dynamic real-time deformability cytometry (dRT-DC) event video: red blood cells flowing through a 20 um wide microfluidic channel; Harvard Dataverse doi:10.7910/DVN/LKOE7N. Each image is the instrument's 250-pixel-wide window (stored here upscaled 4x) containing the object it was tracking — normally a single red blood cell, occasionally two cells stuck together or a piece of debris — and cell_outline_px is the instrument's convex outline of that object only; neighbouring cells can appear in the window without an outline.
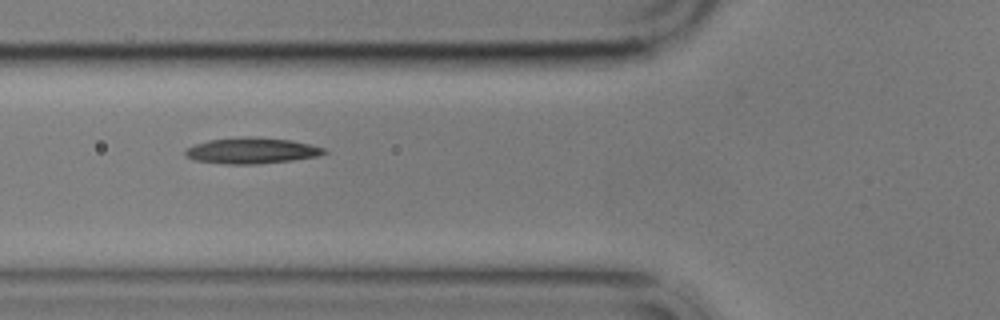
{"species": "common noctule bat (a hibernating species)", "species_latin": "Nyctalus noctula", "temperature_condition": "cold", "stored_images_in_passage": 11, "camera_frame_rate_fps": 3000, "um_per_image_px": 0.085, "animal": {"sex": "male", "body_mass_g": 17.9}, "frame": {"image": 1, "passage_image": 2, "time_ms": 2.0, "image_size_px": [1000, 320], "cell_outline_px": [[328, 152], [320, 156], [292, 160], [256, 164], [228, 164], [192, 160], [184, 156], [184, 148], [208, 140], [244, 136], [256, 136], [292, 140], [324, 148]], "centroid_in_image_um": [21.36, 12.8], "position_along_channel_um": 104.4, "area_um2": 21.27}}
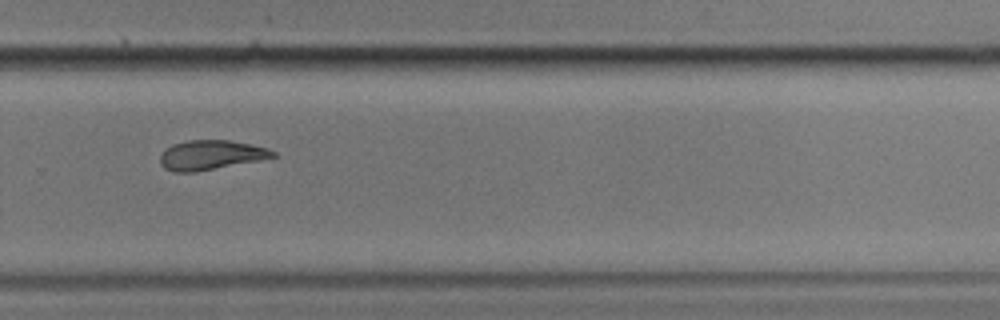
{"frame": {"image": 2, "passage_image": 7, "time_ms": 8.0, "image_size_px": [1000, 320], "cell_outline_px": [[280, 156], [260, 160], [196, 172], [172, 172], [164, 168], [160, 164], [160, 156], [172, 144], [188, 140], [228, 140], [268, 148], [276, 152]], "centroid_in_image_um": [17.94, 13.18], "position_along_channel_um": 311.9, "area_um2": 19.42}}
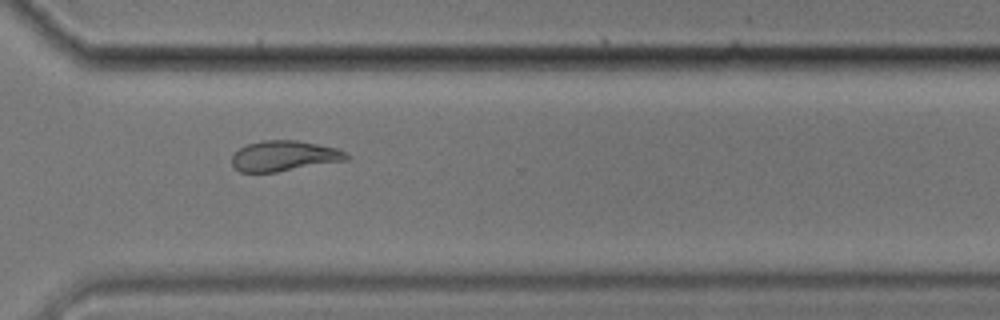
{"frame": {"image": 3, "passage_image": 8, "time_ms": 9.0, "image_size_px": [1000, 320], "cell_outline_px": [[348, 160], [276, 172], [240, 172], [232, 164], [232, 156], [240, 148], [248, 144], [264, 140], [296, 140], [336, 148], [344, 152], [348, 156]], "centroid_in_image_um": [24.14, 13.26], "position_along_channel_um": 346.5, "area_um2": 20.06}}